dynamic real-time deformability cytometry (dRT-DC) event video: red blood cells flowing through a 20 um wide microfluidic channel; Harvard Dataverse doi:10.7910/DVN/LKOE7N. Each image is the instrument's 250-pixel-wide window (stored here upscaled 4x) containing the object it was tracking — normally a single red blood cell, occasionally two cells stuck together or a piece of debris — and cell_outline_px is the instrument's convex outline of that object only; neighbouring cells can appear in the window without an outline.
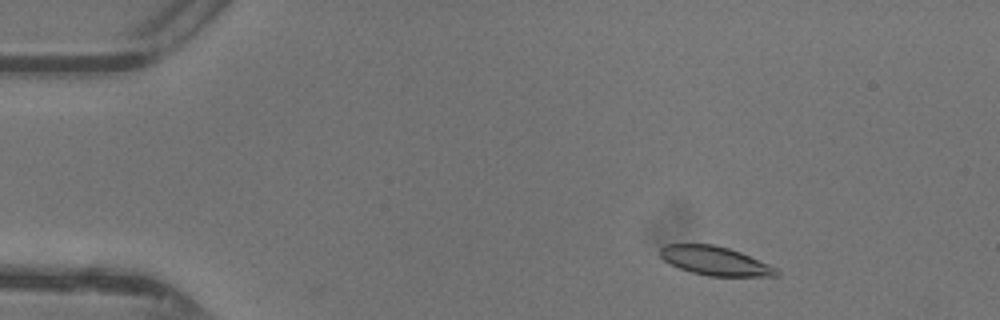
{"species": "common noctule bat (a hibernating species)", "species_latin": "Nyctalus noctula", "temperature_condition": "warm", "stored_images_in_passage": 45, "camera_frame_rate_fps": 3000, "um_per_image_px": 0.085, "animal": {"sex": "female"}, "frame": {"image": 1, "passage_image": 5, "time_ms": 1.333, "image_size_px": [1000, 320], "cell_outline_px": [[780, 272], [776, 276], [708, 276], [692, 272], [680, 268], [664, 260], [660, 256], [660, 248], [664, 244], [712, 244], [728, 248], [740, 252], [768, 264], [776, 268]], "centroid_in_image_um": [60.77, 22.17], "position_along_channel_um": 24.2, "area_um2": 19.36}}
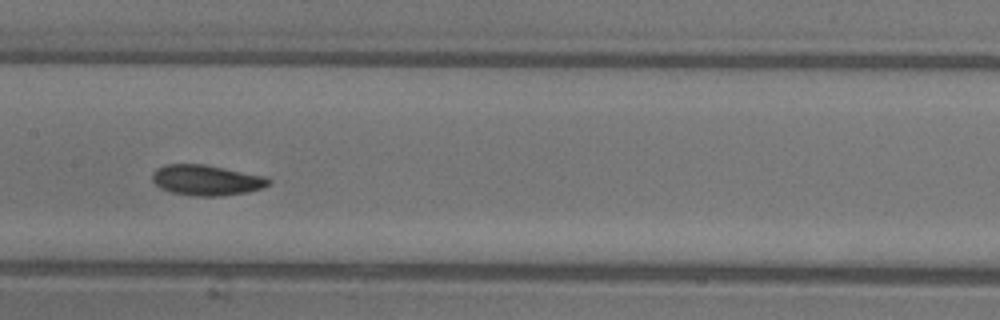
{"frame": {"image": 2, "passage_image": 22, "time_ms": 7.0, "image_size_px": [1000, 320], "cell_outline_px": [[272, 180], [264, 188], [248, 192], [220, 196], [196, 196], [172, 192], [160, 188], [152, 180], [152, 172], [156, 168], [164, 164], [204, 164], [268, 176]], "centroid_in_image_um": [17.57, 15.3], "position_along_channel_um": 189.8, "area_um2": 20.92}}
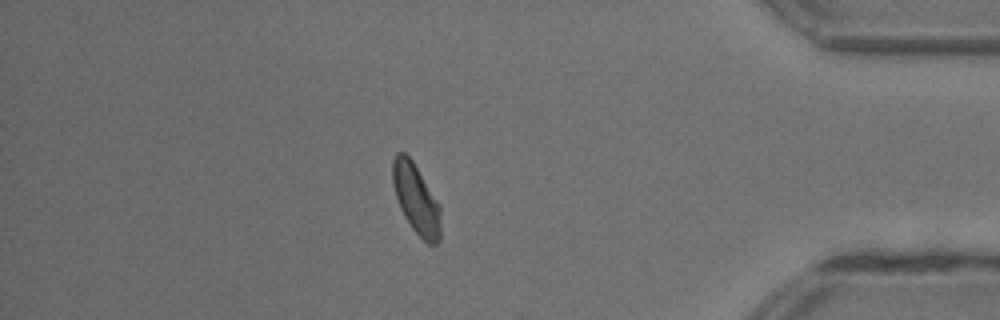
{"frame": {"image": 3, "passage_image": 39, "time_ms": 12.667, "image_size_px": [1000, 320], "cell_outline_px": [[440, 240], [436, 244], [428, 244], [412, 228], [404, 216], [400, 208], [392, 184], [392, 160], [396, 152], [404, 152], [412, 160], [440, 204]], "centroid_in_image_um": [35.36, 16.9], "position_along_channel_um": 399.8, "area_um2": 19.54}, "authors_computed_cell_mechanics": {"area_um2": 19.8832, "velocity_mm_per_s": 4.3681, "shape_relaxation_time_tau1_ms": 2.5208, "shape_relaxation_time_tau2_ms": 2.5629, "deformation_change_tau1": 0.126, "deformation_change_tau2": 0.0825}}